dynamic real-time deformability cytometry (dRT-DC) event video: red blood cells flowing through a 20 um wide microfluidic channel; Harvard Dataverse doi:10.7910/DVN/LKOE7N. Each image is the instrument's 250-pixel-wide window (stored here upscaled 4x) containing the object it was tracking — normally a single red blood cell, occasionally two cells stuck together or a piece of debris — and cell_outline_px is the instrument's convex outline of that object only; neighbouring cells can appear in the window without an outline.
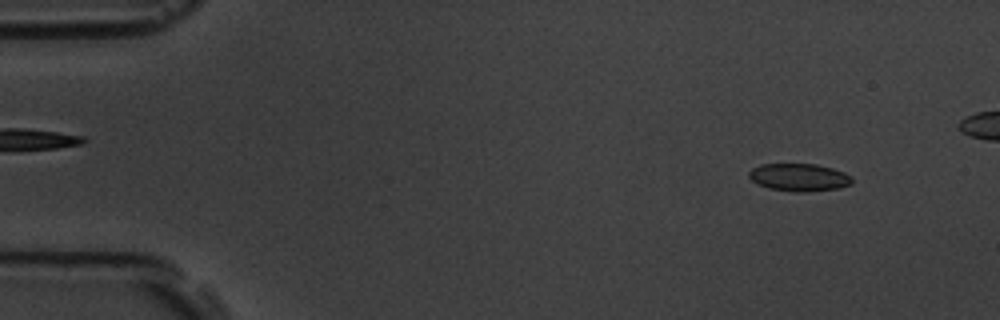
{"species": "common noctule bat (a hibernating species)", "species_latin": "Nyctalus noctula", "temperature_condition": "room temperature", "stored_images_in_passage": 5, "camera_frame_rate_fps": 3000, "um_per_image_px": 0.085, "animal": {"sex": "male", "body_mass_g": 19.5, "forearm_length_mm": 54.6}, "frame": {"image": 1, "passage_image": 1, "time_ms": 0.0, "image_size_px": [1000, 320], "cell_outline_px": [[852, 184], [840, 188], [804, 192], [796, 192], [768, 188], [756, 184], [748, 176], [748, 172], [752, 168], [760, 164], [816, 164], [832, 168], [844, 172], [852, 176]], "centroid_in_image_um": [67.92, 15.07], "position_along_channel_um": 17.1, "area_um2": 16.76}}